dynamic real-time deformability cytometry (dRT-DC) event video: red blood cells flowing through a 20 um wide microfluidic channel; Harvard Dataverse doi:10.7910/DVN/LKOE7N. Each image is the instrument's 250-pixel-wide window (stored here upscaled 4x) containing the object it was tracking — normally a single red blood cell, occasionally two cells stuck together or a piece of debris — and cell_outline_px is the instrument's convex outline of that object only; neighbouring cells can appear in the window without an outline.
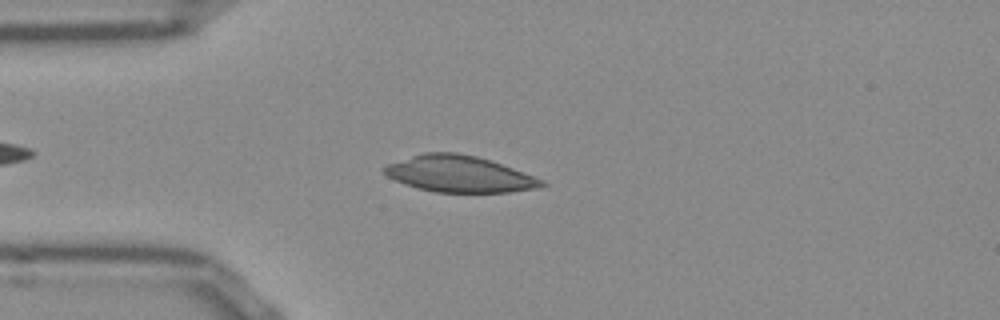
{"species": "Egyptian fruit bat (a non-hibernating species)", "species_latin": "Rousettus aegyptiacus", "temperature_condition": "room temperature", "stored_images_in_passage": 47, "camera_frame_rate_fps": 3000, "um_per_image_px": 0.085, "frame": {"image": 1, "passage_image": 12, "time_ms": 3.667, "image_size_px": [1000, 320], "cell_outline_px": [[548, 184], [540, 188], [508, 192], [436, 192], [416, 188], [404, 184], [388, 176], [380, 168], [388, 164], [424, 152], [456, 152], [476, 156], [512, 168], [544, 180]], "centroid_in_image_um": [39.04, 14.79], "position_along_channel_um": 46.0, "area_um2": 33.18}}
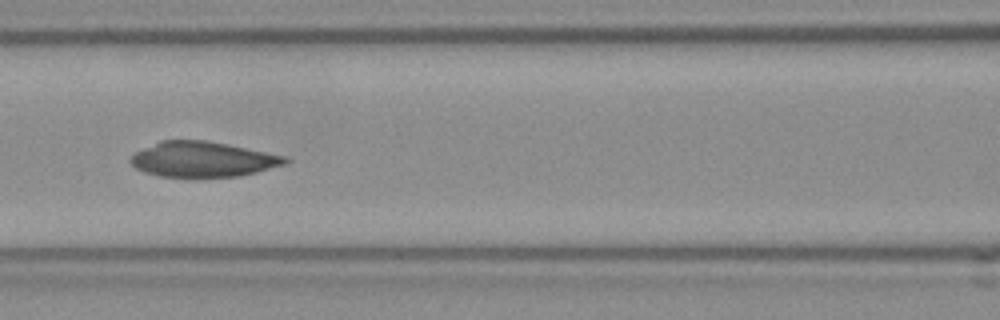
{"frame": {"image": 2, "passage_image": 21, "time_ms": 6.667, "image_size_px": [1000, 320], "cell_outline_px": [[292, 160], [288, 164], [240, 176], [160, 176], [144, 172], [136, 168], [128, 160], [136, 152], [160, 140], [204, 140], [284, 156]], "centroid_in_image_um": [17.23, 13.54], "position_along_channel_um": 149.4, "area_um2": 31.27}}
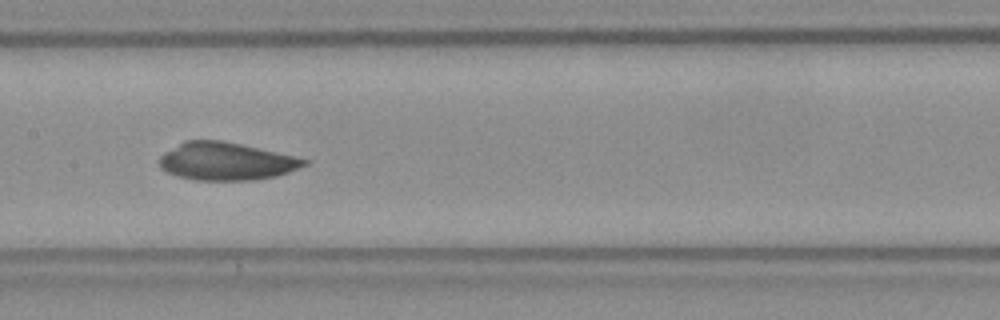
{"frame": {"image": 3, "passage_image": 24, "time_ms": 7.667, "image_size_px": [1000, 320], "cell_outline_px": [[312, 160], [308, 164], [288, 172], [276, 176], [256, 180], [196, 180], [176, 176], [160, 168], [160, 156], [164, 152], [184, 140], [220, 140], [240, 144]], "centroid_in_image_um": [19.22, 13.71], "position_along_channel_um": 188.2, "area_um2": 31.85}}